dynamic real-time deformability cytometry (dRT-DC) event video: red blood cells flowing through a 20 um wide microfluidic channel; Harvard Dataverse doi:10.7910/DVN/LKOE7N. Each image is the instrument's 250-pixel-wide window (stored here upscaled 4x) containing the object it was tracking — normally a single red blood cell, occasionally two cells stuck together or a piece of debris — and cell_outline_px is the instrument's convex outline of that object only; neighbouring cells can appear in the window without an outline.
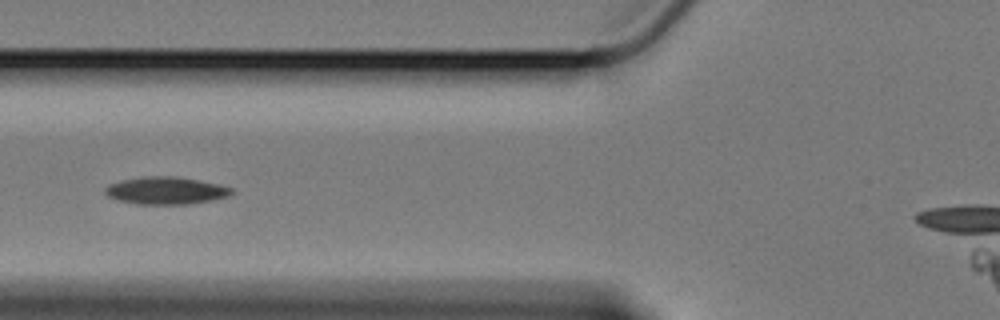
{"species": "Egyptian fruit bat (a non-hibernating species)", "species_latin": "Rousettus aegyptiacus", "temperature_condition": "cold", "stored_images_in_passage": 21, "camera_frame_rate_fps": 3000, "um_per_image_px": 0.085, "animal": {"sex": "female"}, "frame": {"image": 1, "passage_image": 10, "time_ms": 3.0, "image_size_px": [1000, 320], "cell_outline_px": [[236, 192], [228, 196], [212, 200], [188, 204], [136, 204], [116, 200], [108, 196], [104, 192], [104, 188], [108, 184], [124, 180], [144, 176], [176, 176], [200, 180], [220, 184], [232, 188]], "centroid_in_image_um": [14.11, 16.2], "position_along_channel_um": 111.7, "area_um2": 20.4}}